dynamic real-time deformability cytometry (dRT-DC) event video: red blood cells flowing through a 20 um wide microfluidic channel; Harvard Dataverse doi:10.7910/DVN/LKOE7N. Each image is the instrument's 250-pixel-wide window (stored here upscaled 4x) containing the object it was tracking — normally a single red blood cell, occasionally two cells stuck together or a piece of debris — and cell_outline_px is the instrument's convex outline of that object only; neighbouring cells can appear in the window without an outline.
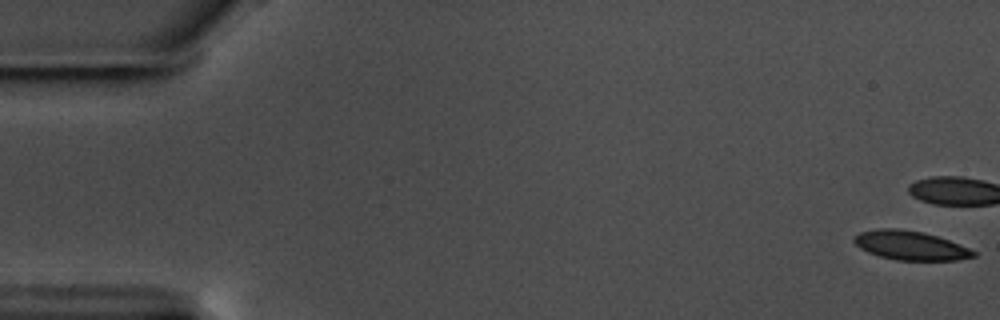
{"species": "common noctule bat (a hibernating species)", "species_latin": "Nyctalus noctula", "temperature_condition": "warm", "stored_images_in_passage": 11, "camera_frame_rate_fps": 3000, "um_per_image_px": 0.085, "animal": {"sex": "male", "body_mass_g": 17.5, "forearm_length_mm": 52.3}, "frame": {"image": 1, "passage_image": 1, "time_ms": 0.0, "image_size_px": [1000, 320], "cell_outline_px": [[976, 256], [956, 260], [896, 260], [880, 256], [868, 252], [860, 248], [852, 240], [852, 236], [860, 232], [880, 228], [900, 228], [924, 232], [948, 240], [968, 248], [976, 252]], "centroid_in_image_um": [77.34, 20.85], "position_along_channel_um": 7.7, "area_um2": 20.17}}